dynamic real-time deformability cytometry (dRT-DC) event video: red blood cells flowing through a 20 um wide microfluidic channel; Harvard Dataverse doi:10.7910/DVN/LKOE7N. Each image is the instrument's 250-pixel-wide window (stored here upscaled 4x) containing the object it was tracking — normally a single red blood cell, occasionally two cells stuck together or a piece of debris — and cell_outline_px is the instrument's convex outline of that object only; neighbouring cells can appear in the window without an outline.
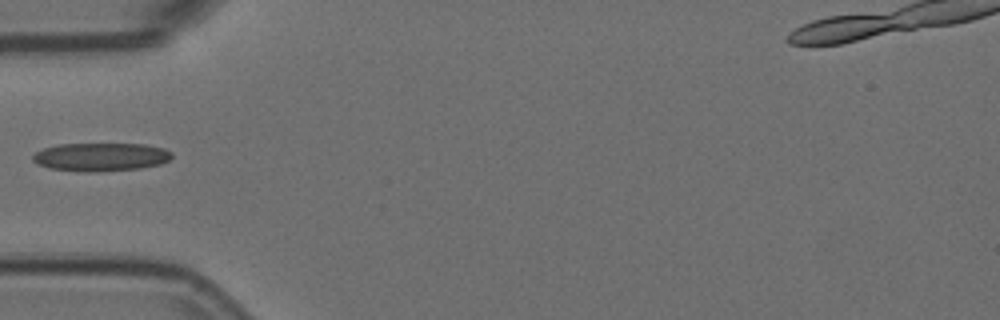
{"species": "Egyptian fruit bat (a non-hibernating species)", "species_latin": "Rousettus aegyptiacus", "temperature_condition": "room temperature", "stored_images_in_passage": 6, "camera_frame_rate_fps": 3000, "um_per_image_px": 0.085, "animal": {"sex": "female"}, "frame": {"image": 1, "passage_image": 5, "time_ms": 1.333, "image_size_px": [1000, 320], "cell_outline_px": [[172, 156], [168, 160], [160, 164], [140, 168], [88, 172], [48, 168], [32, 160], [32, 156], [36, 152], [44, 148], [56, 144], [144, 144], [164, 148], [172, 152]], "centroid_in_image_um": [8.57, 13.33], "position_along_channel_um": 76.4, "area_um2": 22.77}}
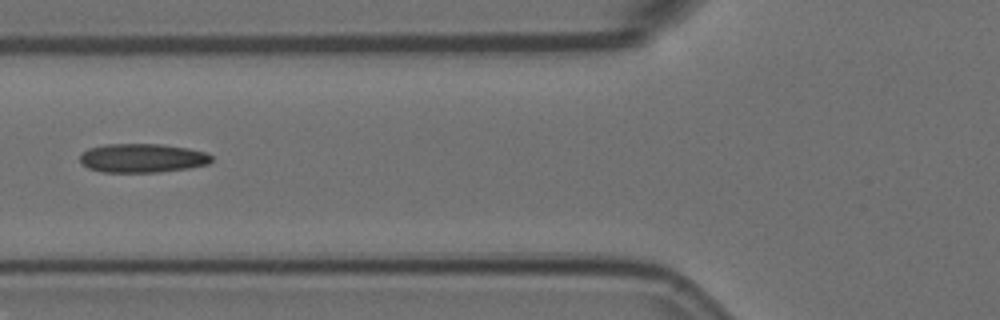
{"frame": {"image": 2, "passage_image": 6, "time_ms": 1.667, "image_size_px": [1000, 320], "cell_outline_px": [[212, 160], [208, 164], [188, 168], [160, 172], [100, 172], [88, 168], [80, 160], [80, 156], [88, 148], [108, 144], [160, 144], [188, 148], [208, 152], [212, 156]], "centroid_in_image_um": [12.13, 13.44], "position_along_channel_um": 113.7, "area_um2": 22.2}}